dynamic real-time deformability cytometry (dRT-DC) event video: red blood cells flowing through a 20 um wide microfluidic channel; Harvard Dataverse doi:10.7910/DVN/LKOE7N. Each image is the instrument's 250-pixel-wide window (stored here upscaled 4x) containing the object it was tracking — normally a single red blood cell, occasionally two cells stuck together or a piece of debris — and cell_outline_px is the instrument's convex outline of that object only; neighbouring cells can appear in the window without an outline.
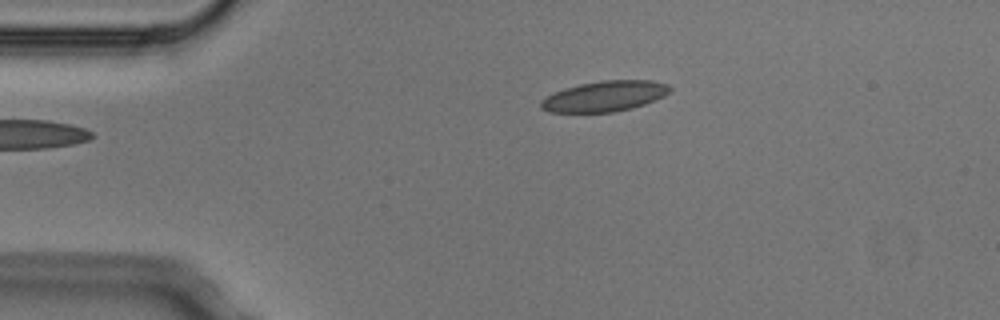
{"species": "Egyptian fruit bat (a non-hibernating species)", "species_latin": "Rousettus aegyptiacus", "temperature_condition": "cold", "stored_images_in_passage": 4, "camera_frame_rate_fps": 3000, "um_per_image_px": 0.085, "animal": {"sex": "male"}, "frame": {"image": 1, "passage_image": 4, "time_ms": 1.0, "image_size_px": [1000, 320], "cell_outline_px": [[672, 88], [664, 96], [644, 104], [632, 108], [616, 112], [548, 112], [540, 108], [540, 100], [564, 88], [580, 84], [604, 80], [652, 80], [668, 84]], "centroid_in_image_um": [51.4, 8.18], "position_along_channel_um": 33.6, "area_um2": 22.89}}